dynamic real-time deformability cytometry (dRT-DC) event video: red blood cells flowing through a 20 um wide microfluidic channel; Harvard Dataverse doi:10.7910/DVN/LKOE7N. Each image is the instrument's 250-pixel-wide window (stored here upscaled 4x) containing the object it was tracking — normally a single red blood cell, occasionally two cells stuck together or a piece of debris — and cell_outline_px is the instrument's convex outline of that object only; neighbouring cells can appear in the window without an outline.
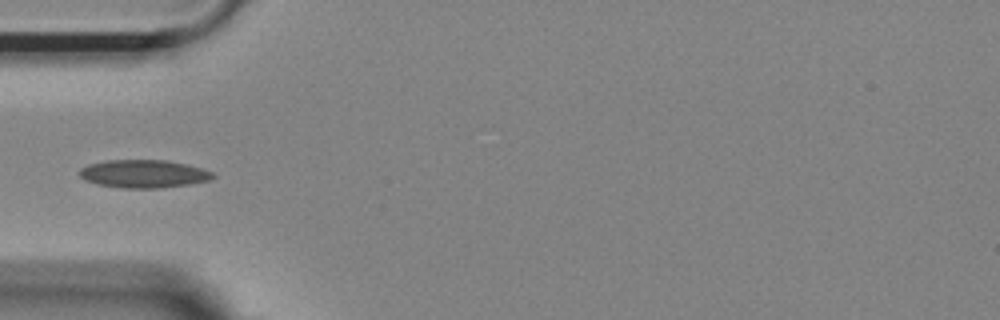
{"species": "Egyptian fruit bat (a non-hibernating species)", "species_latin": "Rousettus aegyptiacus", "temperature_condition": "room temperature", "stored_images_in_passage": 38, "camera_frame_rate_fps": 3000, "um_per_image_px": 0.085, "animal": {"sex": "female"}, "frame": {"image": 1, "passage_image": 1, "time_ms": 0.0, "image_size_px": [1000, 320], "cell_outline_px": [[216, 176], [208, 180], [192, 184], [160, 188], [120, 188], [96, 184], [80, 176], [80, 168], [88, 164], [108, 160], [168, 160], [188, 164], [212, 172]], "centroid_in_image_um": [12.23, 14.77], "position_along_channel_um": 72.8, "area_um2": 21.79}}
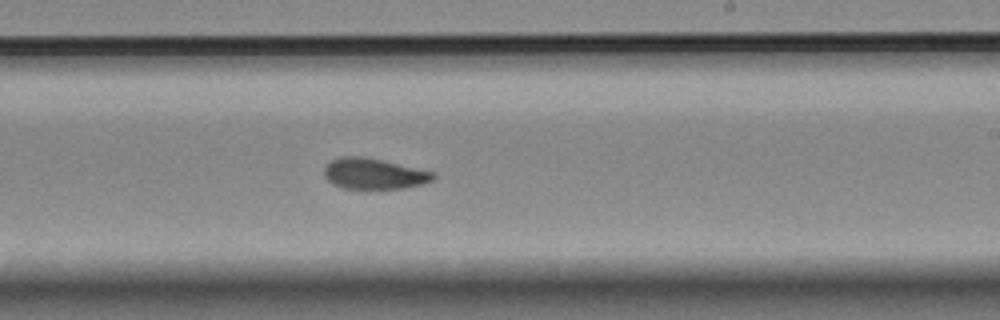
{"frame": {"image": 2, "passage_image": 16, "time_ms": 5.0, "image_size_px": [1000, 320], "cell_outline_px": [[436, 176], [432, 180], [424, 184], [404, 188], [344, 188], [332, 184], [324, 176], [324, 168], [332, 160], [340, 156], [364, 156], [436, 172]], "centroid_in_image_um": [31.8, 14.76], "position_along_channel_um": 257.2, "area_um2": 19.59}}
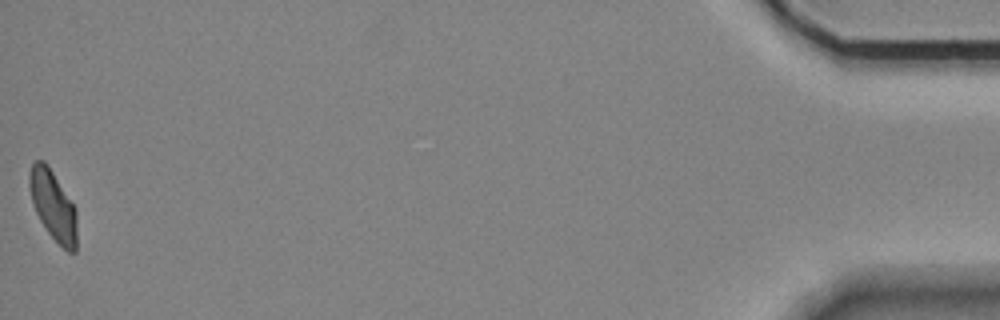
{"frame": {"image": 3, "passage_image": 38, "time_ms": 12.333, "image_size_px": [1000, 320], "cell_outline_px": [[76, 252], [68, 252], [48, 232], [40, 220], [36, 212], [32, 200], [28, 184], [28, 176], [32, 164], [36, 160], [44, 160], [48, 164], [76, 208]], "centroid_in_image_um": [4.51, 17.43], "position_along_channel_um": 430.7, "area_um2": 19.19}}